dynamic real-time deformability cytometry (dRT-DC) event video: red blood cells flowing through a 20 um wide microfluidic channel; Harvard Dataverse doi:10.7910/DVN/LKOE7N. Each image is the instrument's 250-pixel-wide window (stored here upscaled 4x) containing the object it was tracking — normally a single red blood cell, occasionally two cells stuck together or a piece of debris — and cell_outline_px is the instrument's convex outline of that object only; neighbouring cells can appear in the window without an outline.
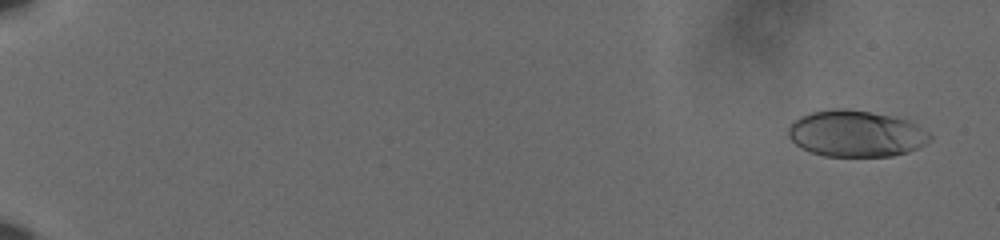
{"species": "human", "species_latin": "Homo sapiens", "temperature_condition": "cold", "stored_images_in_passage": 60, "camera_frame_rate_fps": 3000, "um_per_image_px": 0.085, "donor": {"sex": "male"}, "frame": {"image": 1, "passage_image": 3, "time_ms": 0.667, "image_size_px": [1000, 240], "cell_outline_px": [[932, 140], [908, 152], [892, 156], [824, 156], [800, 148], [788, 136], [788, 128], [800, 116], [812, 112], [832, 108], [848, 108], [872, 112], [908, 120], [916, 124], [928, 132], [932, 136]], "centroid_in_image_um": [72.76, 11.35], "position_along_channel_um": 12.2, "area_um2": 38.32}}
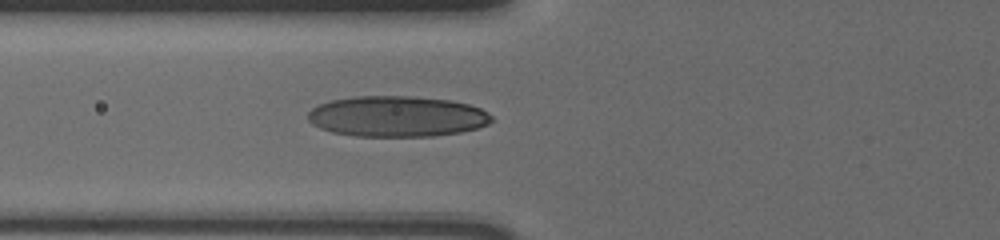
{"frame": {"image": 2, "passage_image": 26, "time_ms": 8.333, "image_size_px": [1000, 240], "cell_outline_px": [[492, 120], [488, 124], [476, 128], [460, 132], [432, 136], [356, 136], [332, 132], [320, 128], [312, 124], [308, 120], [308, 112], [312, 108], [320, 104], [332, 100], [356, 96], [412, 96], [448, 100], [468, 104], [480, 108], [488, 112], [492, 116]], "centroid_in_image_um": [33.73, 9.89], "position_along_channel_um": 92.1, "area_um2": 43.52}}
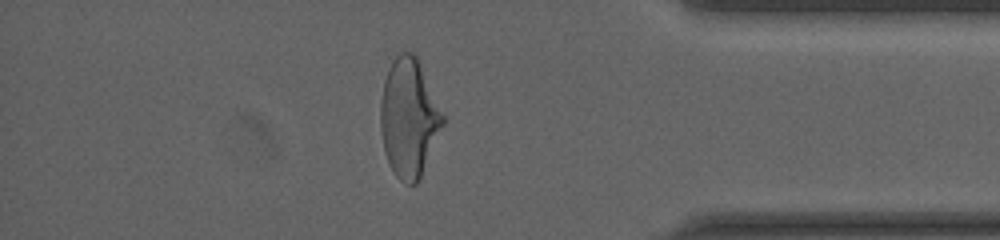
{"frame": {"image": 3, "passage_image": 53, "time_ms": 17.333, "image_size_px": [1000, 240], "cell_outline_px": [[444, 124], [420, 176], [416, 184], [404, 184], [396, 176], [388, 164], [384, 152], [380, 128], [380, 100], [384, 80], [388, 68], [392, 60], [400, 52], [412, 52], [416, 56], [420, 64], [444, 116]], "centroid_in_image_um": [34.72, 10.02], "position_along_channel_um": 400.5, "area_um2": 42.77}, "authors_computed_cell_mechanics": {"area_um2": 40.5178, "velocity_mm_per_s": 3.6206, "shape_relaxation_time_tau1_ms": 4.6134, "shape_relaxation_time_tau2_ms": 0.8724, "deformation_change_tau1": 0.173, "deformation_change_tau2": 0.071}}